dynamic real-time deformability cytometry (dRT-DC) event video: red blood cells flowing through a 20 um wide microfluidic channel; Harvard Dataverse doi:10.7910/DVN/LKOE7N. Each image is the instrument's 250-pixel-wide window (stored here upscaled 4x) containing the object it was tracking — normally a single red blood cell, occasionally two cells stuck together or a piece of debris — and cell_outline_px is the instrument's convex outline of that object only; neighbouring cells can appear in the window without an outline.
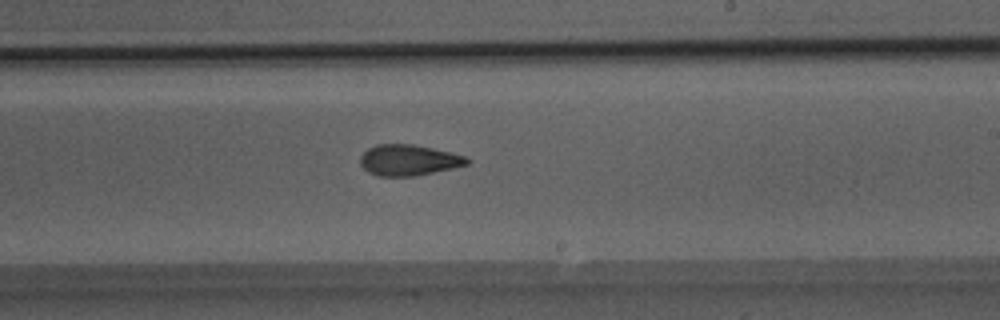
{"species": "Egyptian fruit bat (a non-hibernating species)", "species_latin": "Rousettus aegyptiacus", "temperature_condition": "room temperature", "stored_images_in_passage": 50, "camera_frame_rate_fps": 3000, "um_per_image_px": 0.085, "animal": {"sex": "male"}, "frame": {"image": 1, "passage_image": 30, "time_ms": 9.667, "image_size_px": [1000, 320], "cell_outline_px": [[472, 160], [468, 164], [452, 168], [416, 176], [380, 176], [368, 172], [360, 164], [360, 156], [368, 148], [376, 144], [412, 144], [432, 148], [464, 156]], "centroid_in_image_um": [34.71, 13.61], "position_along_channel_um": 254.3, "area_um2": 19.13}}
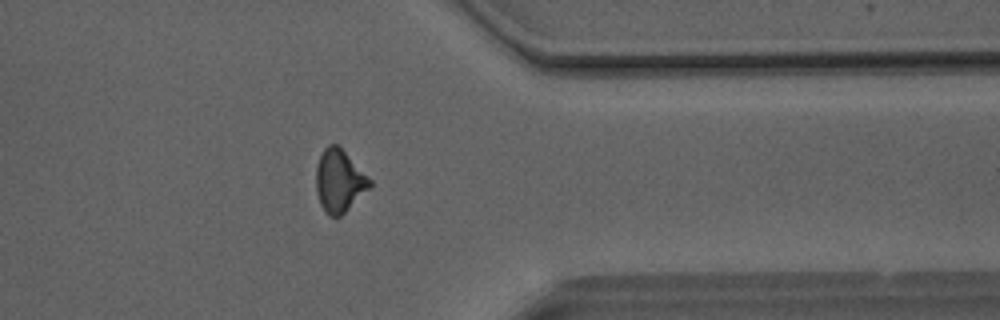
{"frame": {"image": 2, "passage_image": 40, "time_ms": 13.0, "image_size_px": [1000, 320], "cell_outline_px": [[372, 188], [340, 216], [328, 216], [324, 212], [320, 204], [316, 192], [316, 164], [324, 148], [328, 144], [340, 144], [372, 180]], "centroid_in_image_um": [28.86, 15.35], "position_along_channel_um": 382.5, "area_um2": 20.17}}
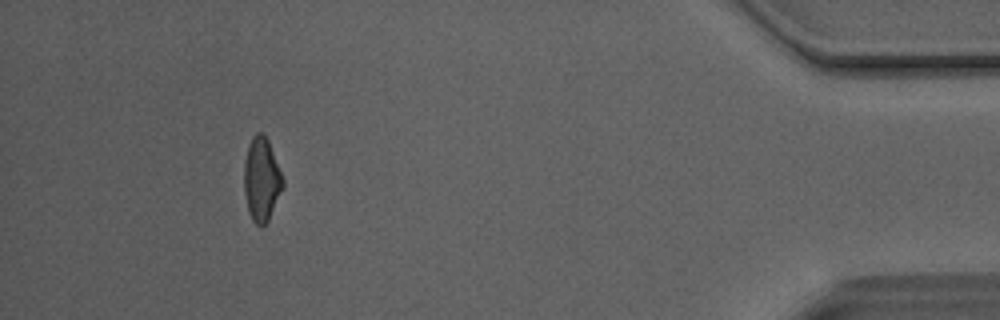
{"frame": {"image": 3, "passage_image": 46, "time_ms": 15.0, "image_size_px": [1000, 320], "cell_outline_px": [[284, 188], [268, 220], [260, 228], [252, 220], [248, 212], [244, 192], [244, 160], [252, 136], [256, 132], [264, 132], [268, 140], [284, 180]], "centroid_in_image_um": [22.23, 15.25], "position_along_channel_um": 413.0, "area_um2": 19.07}, "authors_computed_cell_mechanics": {"area_um2": 19.7387, "velocity_mm_per_s": 4.1447, "shape_relaxation_time_tau1_ms": 9.6824, "shape_relaxation_time_tau2_ms": 2.2049, "deformation_change_tau1": 0.2059, "deformation_change_tau2": 0.1108}}